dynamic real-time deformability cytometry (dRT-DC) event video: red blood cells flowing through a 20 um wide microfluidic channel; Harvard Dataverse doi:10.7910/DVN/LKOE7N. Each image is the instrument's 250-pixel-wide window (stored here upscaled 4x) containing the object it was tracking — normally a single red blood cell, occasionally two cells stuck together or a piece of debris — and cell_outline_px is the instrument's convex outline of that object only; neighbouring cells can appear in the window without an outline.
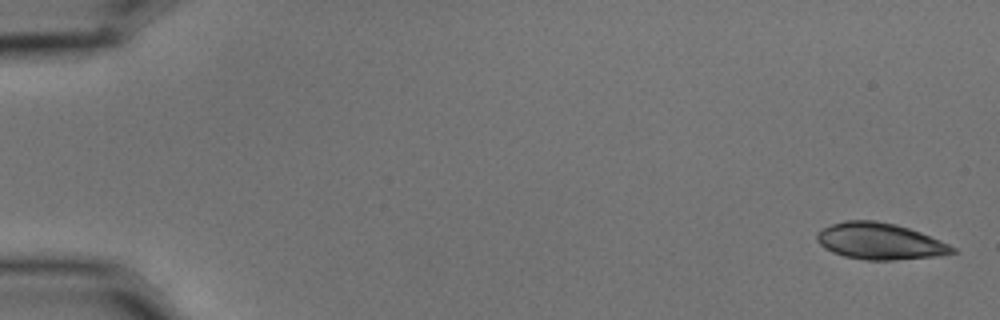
{"species": "common noctule bat (a hibernating species)", "species_latin": "Nyctalus noctula", "temperature_condition": "cold", "stored_images_in_passage": 5, "camera_frame_rate_fps": 3000, "um_per_image_px": 0.085, "animal": {"sex": "male", "body_mass_g": 15.6}, "frame": {"image": 1, "passage_image": 1, "time_ms": 0.0, "image_size_px": [1000, 320], "cell_outline_px": [[960, 252], [940, 256], [892, 260], [868, 260], [844, 256], [832, 252], [824, 248], [816, 240], [816, 236], [824, 228], [832, 224], [844, 220], [876, 220], [896, 224], [920, 232], [940, 240], [956, 248]], "centroid_in_image_um": [74.82, 20.51], "position_along_channel_um": 10.2, "area_um2": 28.84}}
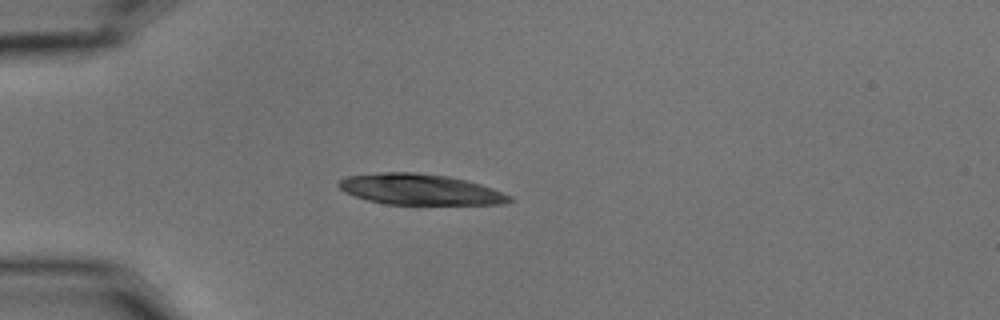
{"frame": {"image": 2, "passage_image": 5, "time_ms": 1.333, "image_size_px": [1000, 320], "cell_outline_px": [[516, 200], [504, 204], [388, 204], [368, 200], [344, 192], [336, 184], [340, 180], [348, 176], [380, 172], [416, 172], [448, 176], [468, 180], [492, 188], [512, 196]], "centroid_in_image_um": [35.73, 16.1], "position_along_channel_um": 49.3, "area_um2": 30.69}}